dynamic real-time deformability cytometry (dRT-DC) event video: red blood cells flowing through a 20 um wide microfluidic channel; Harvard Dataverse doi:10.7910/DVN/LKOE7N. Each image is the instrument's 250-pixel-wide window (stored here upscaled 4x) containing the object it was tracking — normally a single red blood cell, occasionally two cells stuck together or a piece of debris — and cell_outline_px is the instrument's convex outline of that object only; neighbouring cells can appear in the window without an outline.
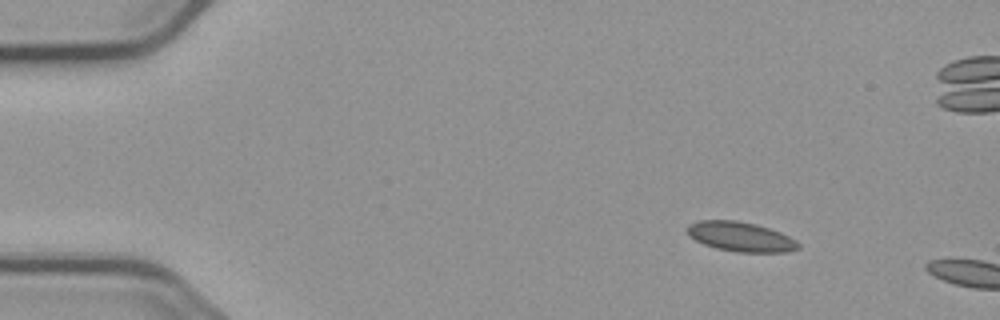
{"species": "common noctule bat (a hibernating species)", "species_latin": "Nyctalus noctula", "temperature_condition": "cold", "stored_images_in_passage": 4, "camera_frame_rate_fps": 3000, "um_per_image_px": 0.085, "animal": {"sex": "male", "body_mass_g": 23.1, "forearm_length_mm": 52.7}, "frame": {"image": 1, "passage_image": 1, "time_ms": 0.0, "image_size_px": [1000, 320], "cell_outline_px": [[800, 248], [788, 252], [736, 252], [716, 248], [704, 244], [688, 236], [688, 224], [700, 220], [736, 220], [756, 224], [780, 232], [796, 240], [800, 244]], "centroid_in_image_um": [62.96, 20.12], "position_along_channel_um": 22.0, "area_um2": 19.19}}